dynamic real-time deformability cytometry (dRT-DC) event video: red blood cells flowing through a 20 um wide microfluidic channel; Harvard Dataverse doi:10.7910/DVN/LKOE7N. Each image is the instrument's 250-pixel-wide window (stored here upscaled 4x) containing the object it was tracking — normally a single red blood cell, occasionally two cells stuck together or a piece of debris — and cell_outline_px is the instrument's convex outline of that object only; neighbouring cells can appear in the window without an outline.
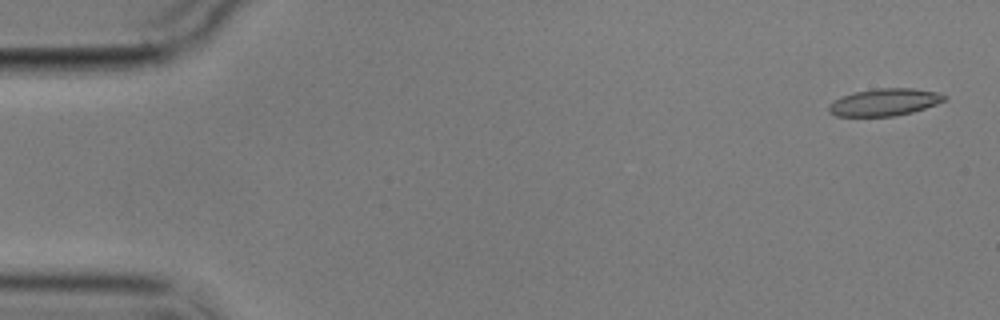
{"species": "common noctule bat (a hibernating species)", "species_latin": "Nyctalus noctula", "temperature_condition": "cold", "stored_images_in_passage": 13, "camera_frame_rate_fps": 3000, "um_per_image_px": 0.085, "animal": {"sex": "male", "body_mass_g": 17.9}, "frame": {"image": 1, "passage_image": 1, "time_ms": 0.0, "image_size_px": [1000, 320], "cell_outline_px": [[948, 96], [944, 100], [936, 104], [912, 112], [896, 116], [836, 116], [828, 112], [828, 104], [852, 92], [876, 88], [912, 88], [936, 92]], "centroid_in_image_um": [75.16, 8.68], "position_along_channel_um": 9.8, "area_um2": 18.26}}
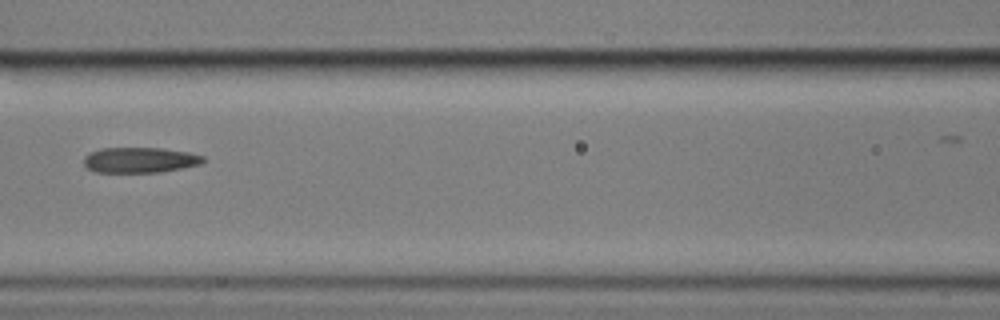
{"frame": {"image": 2, "passage_image": 7, "time_ms": 7.667, "image_size_px": [1000, 320], "cell_outline_px": [[204, 160], [200, 164], [184, 168], [160, 172], [96, 172], [88, 168], [84, 164], [84, 156], [88, 152], [100, 148], [160, 148], [188, 152], [204, 156]], "centroid_in_image_um": [11.87, 13.6], "position_along_channel_um": 154.7, "area_um2": 17.74}}
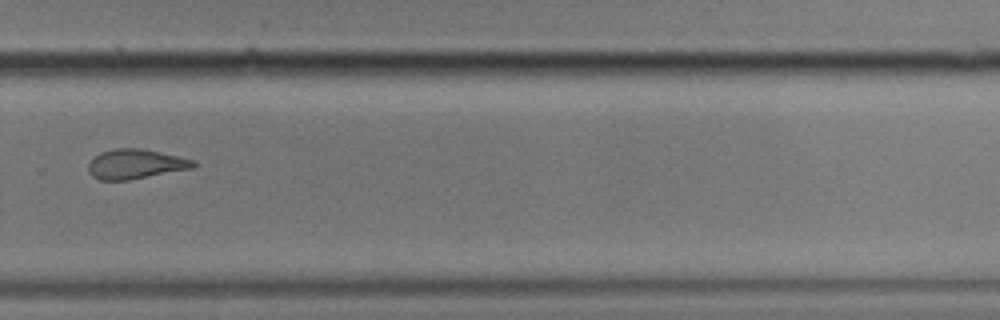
{"frame": {"image": 3, "passage_image": 11, "time_ms": 12.333, "image_size_px": [1000, 320], "cell_outline_px": [[196, 168], [128, 180], [100, 180], [92, 176], [88, 172], [88, 164], [100, 152], [116, 148], [140, 148], [196, 160]], "centroid_in_image_um": [11.54, 13.95], "position_along_channel_um": 318.3, "area_um2": 18.21}}